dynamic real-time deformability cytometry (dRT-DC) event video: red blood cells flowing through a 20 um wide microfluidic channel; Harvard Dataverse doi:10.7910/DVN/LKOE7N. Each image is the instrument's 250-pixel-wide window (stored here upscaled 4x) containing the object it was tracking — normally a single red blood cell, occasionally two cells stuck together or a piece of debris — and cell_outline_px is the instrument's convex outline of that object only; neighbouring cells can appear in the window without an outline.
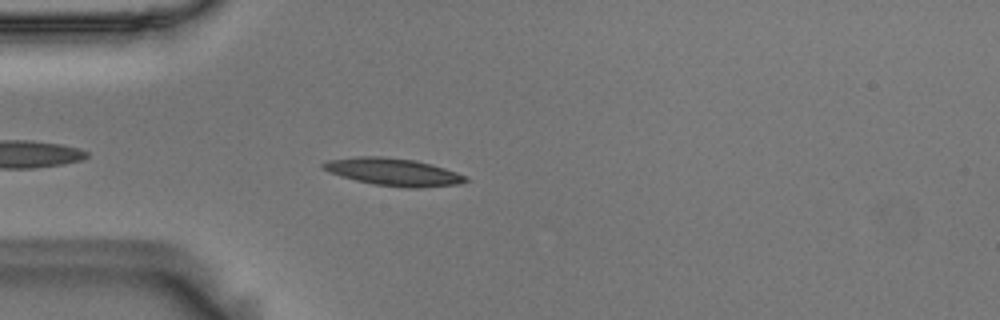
{"species": "Egyptian fruit bat (a non-hibernating species)", "species_latin": "Rousettus aegyptiacus", "temperature_condition": "room temperature", "stored_images_in_passage": 23, "camera_frame_rate_fps": 3000, "um_per_image_px": 0.085, "animal": {"sex": "male"}, "frame": {"image": 1, "passage_image": 4, "time_ms": 1.0, "image_size_px": [1000, 320], "cell_outline_px": [[468, 180], [460, 184], [420, 188], [404, 188], [372, 184], [340, 176], [328, 172], [320, 164], [328, 160], [356, 156], [384, 156], [416, 160], [432, 164], [468, 176]], "centroid_in_image_um": [33.44, 14.61], "position_along_channel_um": 51.6, "area_um2": 23.06}}
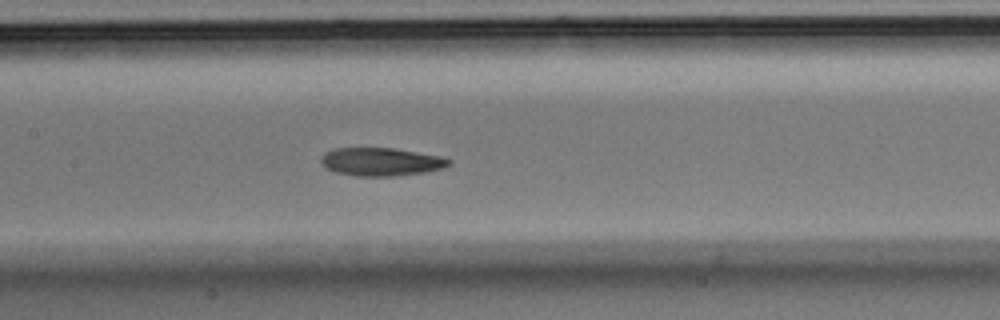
{"frame": {"image": 2, "passage_image": 15, "time_ms": 4.667, "image_size_px": [1000, 320], "cell_outline_px": [[452, 164], [444, 168], [424, 172], [392, 176], [356, 176], [336, 172], [320, 164], [320, 156], [324, 152], [332, 148], [392, 148], [440, 156], [452, 160]], "centroid_in_image_um": [32.36, 13.74], "position_along_channel_um": 175.0, "area_um2": 21.04}}
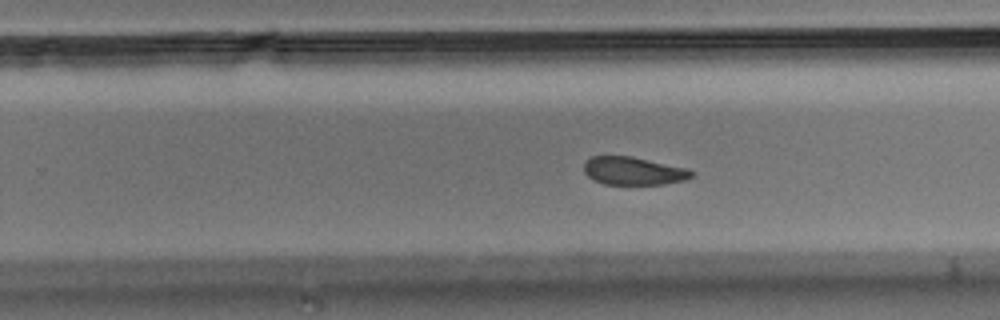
{"frame": {"image": 3, "passage_image": 20, "time_ms": 6.333, "image_size_px": [1000, 320], "cell_outline_px": [[696, 172], [692, 176], [684, 180], [664, 184], [604, 184], [592, 180], [584, 172], [584, 164], [592, 156], [632, 156], [688, 168]], "centroid_in_image_um": [53.86, 14.53], "position_along_channel_um": 275.9, "area_um2": 17.63}}